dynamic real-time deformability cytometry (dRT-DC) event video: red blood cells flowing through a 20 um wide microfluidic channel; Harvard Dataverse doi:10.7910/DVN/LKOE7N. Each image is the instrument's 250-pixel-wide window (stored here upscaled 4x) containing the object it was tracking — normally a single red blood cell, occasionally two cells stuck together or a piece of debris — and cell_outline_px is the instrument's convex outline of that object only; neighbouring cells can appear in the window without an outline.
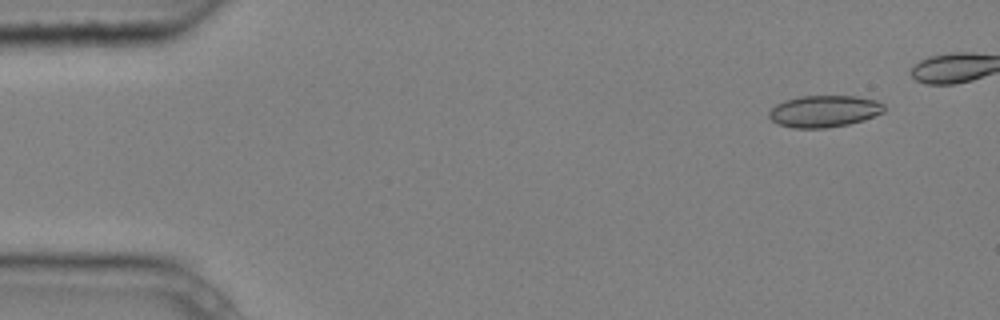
{"species": "common noctule bat (a hibernating species)", "species_latin": "Nyctalus noctula", "temperature_condition": "cold", "stored_images_in_passage": 6, "camera_frame_rate_fps": 3000, "um_per_image_px": 0.085, "animal": {"sex": "male", "body_mass_g": 20.4}, "frame": {"image": 1, "passage_image": 2, "time_ms": 0.333, "image_size_px": [1000, 320], "cell_outline_px": [[884, 112], [864, 120], [848, 124], [824, 128], [792, 128], [776, 124], [768, 116], [768, 112], [776, 104], [784, 100], [800, 96], [856, 96], [876, 100], [884, 104]], "centroid_in_image_um": [70.03, 9.45], "position_along_channel_um": 15.0, "area_um2": 21.44}}